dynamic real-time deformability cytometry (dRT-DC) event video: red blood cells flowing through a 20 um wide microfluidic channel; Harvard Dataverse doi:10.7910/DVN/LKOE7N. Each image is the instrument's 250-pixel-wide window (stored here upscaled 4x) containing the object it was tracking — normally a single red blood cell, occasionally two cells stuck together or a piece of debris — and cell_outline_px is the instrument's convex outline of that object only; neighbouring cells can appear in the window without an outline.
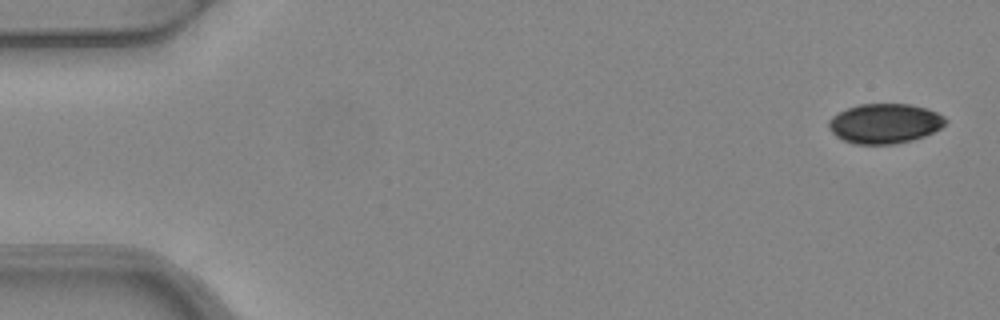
{"species": "common noctule bat (a hibernating species)", "species_latin": "Nyctalus noctula", "temperature_condition": "warm", "stored_images_in_passage": 4, "camera_frame_rate_fps": 3000, "um_per_image_px": 0.085, "animal": {"sex": "female", "body_mass_g": 24.6, "forearm_length_mm": 56.2}, "frame": {"image": 1, "passage_image": 1, "time_ms": 0.0, "image_size_px": [1000, 320], "cell_outline_px": [[948, 120], [940, 128], [924, 136], [912, 140], [892, 144], [852, 144], [836, 136], [828, 128], [828, 120], [832, 116], [848, 108], [860, 104], [908, 104], [928, 108], [944, 116]], "centroid_in_image_um": [75.19, 10.5], "position_along_channel_um": 9.8, "area_um2": 27.05}}
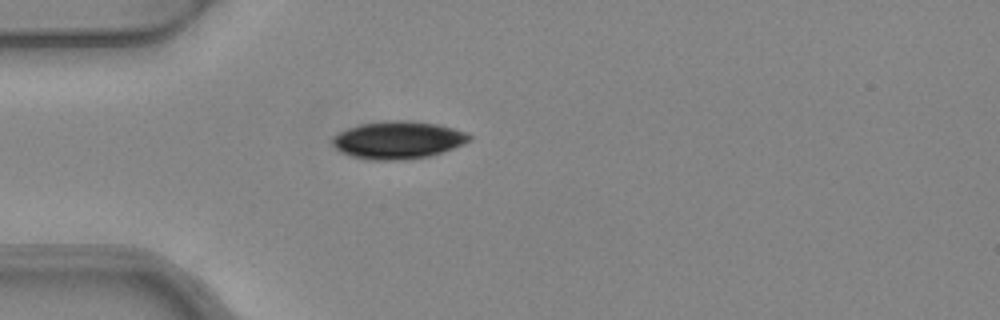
{"frame": {"image": 2, "passage_image": 4, "time_ms": 1.0, "image_size_px": [1000, 320], "cell_outline_px": [[472, 136], [464, 144], [428, 156], [404, 160], [372, 160], [352, 156], [340, 152], [332, 144], [332, 136], [348, 128], [360, 124], [384, 120], [412, 120], [440, 124], [468, 132]], "centroid_in_image_um": [33.83, 11.88], "position_along_channel_um": 51.2, "area_um2": 30.17}}